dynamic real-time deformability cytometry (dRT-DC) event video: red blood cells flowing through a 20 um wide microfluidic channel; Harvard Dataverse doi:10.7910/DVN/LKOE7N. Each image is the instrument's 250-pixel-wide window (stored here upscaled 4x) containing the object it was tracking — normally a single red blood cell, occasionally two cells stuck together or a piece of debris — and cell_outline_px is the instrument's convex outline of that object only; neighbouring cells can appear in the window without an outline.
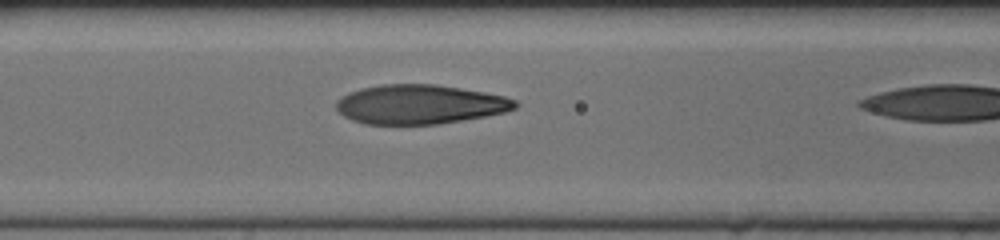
{"species": "human", "species_latin": "Homo sapiens", "temperature_condition": "cold", "stored_images_in_passage": 19, "camera_frame_rate_fps": 3000, "um_per_image_px": 0.085, "donor": {"sex": "female"}, "frame": {"image": 1, "passage_image": 18, "time_ms": 5.667, "image_size_px": [1000, 240], "cell_outline_px": [[520, 104], [516, 108], [504, 112], [484, 116], [436, 124], [364, 124], [352, 120], [344, 116], [336, 108], [336, 100], [360, 88], [380, 84], [436, 84], [484, 92], [504, 96], [516, 100]], "centroid_in_image_um": [35.68, 8.86], "position_along_channel_um": 130.9, "area_um2": 40.81}}